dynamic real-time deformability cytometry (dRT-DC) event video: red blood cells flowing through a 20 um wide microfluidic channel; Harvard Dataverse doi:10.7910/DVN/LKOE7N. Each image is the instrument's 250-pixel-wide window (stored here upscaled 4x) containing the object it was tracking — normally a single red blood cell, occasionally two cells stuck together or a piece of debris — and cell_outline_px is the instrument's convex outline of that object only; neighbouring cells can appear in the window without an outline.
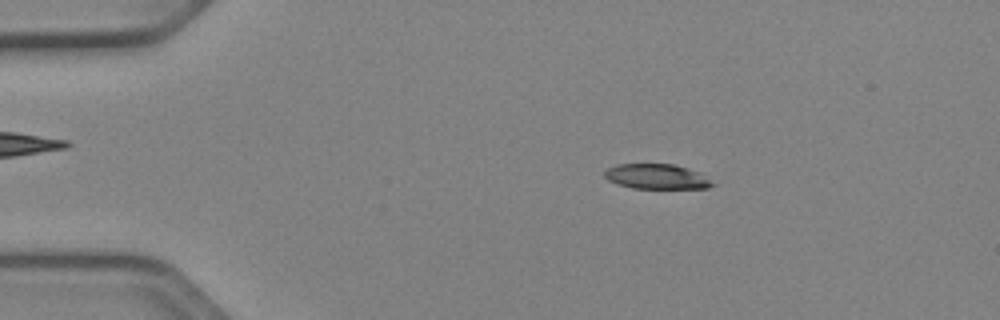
{"species": "Egyptian fruit bat (a non-hibernating species)", "species_latin": "Rousettus aegyptiacus", "temperature_condition": "cold", "stored_images_in_passage": 51, "camera_frame_rate_fps": 3000, "um_per_image_px": 0.085, "animal": {"sex": "female"}, "frame": {"image": 1, "passage_image": 9, "time_ms": 2.667, "image_size_px": [1000, 320], "cell_outline_px": [[716, 184], [708, 188], [632, 188], [616, 184], [608, 180], [604, 176], [604, 172], [608, 168], [616, 164], [672, 164], [688, 168], [700, 172]], "centroid_in_image_um": [55.82, 15.01], "position_along_channel_um": 29.2, "area_um2": 15.78}}
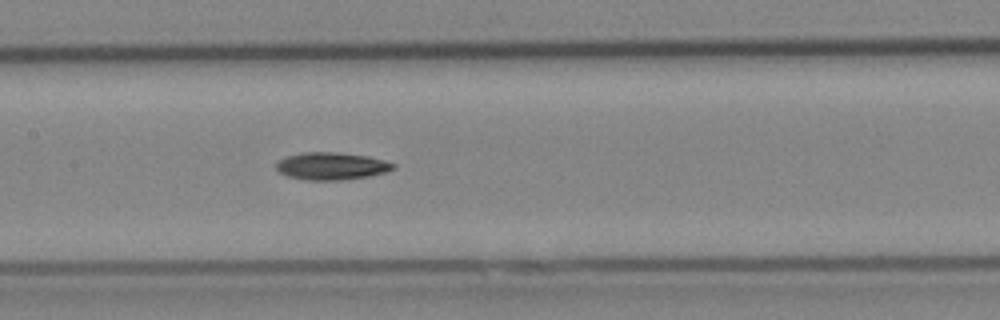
{"frame": {"image": 2, "passage_image": 25, "time_ms": 8.0, "image_size_px": [1000, 320], "cell_outline_px": [[396, 168], [384, 172], [368, 176], [340, 180], [308, 180], [288, 176], [280, 172], [276, 168], [276, 164], [280, 160], [288, 156], [304, 152], [336, 152], [368, 156], [384, 160], [396, 164]], "centroid_in_image_um": [28.2, 14.11], "position_along_channel_um": 179.2, "area_um2": 18.5}}
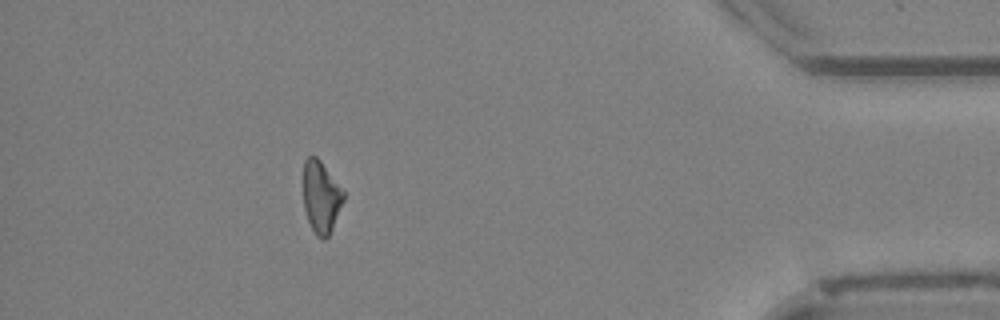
{"frame": {"image": 3, "passage_image": 46, "time_ms": 15.0, "image_size_px": [1000, 320], "cell_outline_px": [[344, 200], [332, 228], [328, 236], [324, 240], [320, 240], [316, 236], [308, 220], [304, 208], [304, 160], [308, 156], [316, 156], [320, 160], [344, 192]], "centroid_in_image_um": [27.28, 16.76], "position_along_channel_um": 407.9, "area_um2": 16.65}, "authors_computed_cell_mechanics": {"area_um2": 17.7446, "velocity_mm_per_s": 3.9601, "shape_relaxation_time_tau1_ms": 5.7106, "shape_relaxation_time_tau2_ms": null, "deformation_change_tau1": 0.143, "deformation_change_tau2": null}}